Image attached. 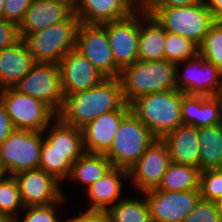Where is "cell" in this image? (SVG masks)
Listing matches in <instances>:
<instances>
[{
  "label": "cell",
  "instance_id": "obj_1",
  "mask_svg": "<svg viewBox=\"0 0 222 222\" xmlns=\"http://www.w3.org/2000/svg\"><path fill=\"white\" fill-rule=\"evenodd\" d=\"M127 103L119 78H105L98 85L64 97L58 117L65 123L82 129L102 114L122 109Z\"/></svg>",
  "mask_w": 222,
  "mask_h": 222
},
{
  "label": "cell",
  "instance_id": "obj_2",
  "mask_svg": "<svg viewBox=\"0 0 222 222\" xmlns=\"http://www.w3.org/2000/svg\"><path fill=\"white\" fill-rule=\"evenodd\" d=\"M176 63L163 60L140 61L124 68L119 76L127 104L149 93L177 89Z\"/></svg>",
  "mask_w": 222,
  "mask_h": 222
},
{
  "label": "cell",
  "instance_id": "obj_3",
  "mask_svg": "<svg viewBox=\"0 0 222 222\" xmlns=\"http://www.w3.org/2000/svg\"><path fill=\"white\" fill-rule=\"evenodd\" d=\"M183 95L178 89L149 93L135 99L130 104L131 111L156 138L162 139L183 124Z\"/></svg>",
  "mask_w": 222,
  "mask_h": 222
},
{
  "label": "cell",
  "instance_id": "obj_4",
  "mask_svg": "<svg viewBox=\"0 0 222 222\" xmlns=\"http://www.w3.org/2000/svg\"><path fill=\"white\" fill-rule=\"evenodd\" d=\"M80 24V19L74 13L66 21L29 34L24 41L35 63L59 64L69 51L76 49Z\"/></svg>",
  "mask_w": 222,
  "mask_h": 222
},
{
  "label": "cell",
  "instance_id": "obj_5",
  "mask_svg": "<svg viewBox=\"0 0 222 222\" xmlns=\"http://www.w3.org/2000/svg\"><path fill=\"white\" fill-rule=\"evenodd\" d=\"M152 16L166 32L184 36L200 46L216 22L206 0L180 7H160Z\"/></svg>",
  "mask_w": 222,
  "mask_h": 222
},
{
  "label": "cell",
  "instance_id": "obj_6",
  "mask_svg": "<svg viewBox=\"0 0 222 222\" xmlns=\"http://www.w3.org/2000/svg\"><path fill=\"white\" fill-rule=\"evenodd\" d=\"M157 139L131 111L121 122L114 142L105 154L113 167L129 170Z\"/></svg>",
  "mask_w": 222,
  "mask_h": 222
},
{
  "label": "cell",
  "instance_id": "obj_7",
  "mask_svg": "<svg viewBox=\"0 0 222 222\" xmlns=\"http://www.w3.org/2000/svg\"><path fill=\"white\" fill-rule=\"evenodd\" d=\"M0 100L14 129L43 132L58 117L46 103L21 93L15 87L0 89Z\"/></svg>",
  "mask_w": 222,
  "mask_h": 222
},
{
  "label": "cell",
  "instance_id": "obj_8",
  "mask_svg": "<svg viewBox=\"0 0 222 222\" xmlns=\"http://www.w3.org/2000/svg\"><path fill=\"white\" fill-rule=\"evenodd\" d=\"M43 132L15 129L0 145V161L7 175L39 168Z\"/></svg>",
  "mask_w": 222,
  "mask_h": 222
},
{
  "label": "cell",
  "instance_id": "obj_9",
  "mask_svg": "<svg viewBox=\"0 0 222 222\" xmlns=\"http://www.w3.org/2000/svg\"><path fill=\"white\" fill-rule=\"evenodd\" d=\"M176 68L177 89L182 93L204 96L222 93V71L200 53L177 63ZM179 68L184 71L180 72Z\"/></svg>",
  "mask_w": 222,
  "mask_h": 222
},
{
  "label": "cell",
  "instance_id": "obj_10",
  "mask_svg": "<svg viewBox=\"0 0 222 222\" xmlns=\"http://www.w3.org/2000/svg\"><path fill=\"white\" fill-rule=\"evenodd\" d=\"M21 93L46 103L57 114L64 103L58 64L35 63L15 86Z\"/></svg>",
  "mask_w": 222,
  "mask_h": 222
},
{
  "label": "cell",
  "instance_id": "obj_11",
  "mask_svg": "<svg viewBox=\"0 0 222 222\" xmlns=\"http://www.w3.org/2000/svg\"><path fill=\"white\" fill-rule=\"evenodd\" d=\"M152 222H183L201 199L199 189L186 191H144Z\"/></svg>",
  "mask_w": 222,
  "mask_h": 222
},
{
  "label": "cell",
  "instance_id": "obj_12",
  "mask_svg": "<svg viewBox=\"0 0 222 222\" xmlns=\"http://www.w3.org/2000/svg\"><path fill=\"white\" fill-rule=\"evenodd\" d=\"M101 26L106 30L115 64L121 71L139 60L140 7L129 17Z\"/></svg>",
  "mask_w": 222,
  "mask_h": 222
},
{
  "label": "cell",
  "instance_id": "obj_13",
  "mask_svg": "<svg viewBox=\"0 0 222 222\" xmlns=\"http://www.w3.org/2000/svg\"><path fill=\"white\" fill-rule=\"evenodd\" d=\"M76 49L103 74L105 78H119L106 30L101 25L80 24Z\"/></svg>",
  "mask_w": 222,
  "mask_h": 222
},
{
  "label": "cell",
  "instance_id": "obj_14",
  "mask_svg": "<svg viewBox=\"0 0 222 222\" xmlns=\"http://www.w3.org/2000/svg\"><path fill=\"white\" fill-rule=\"evenodd\" d=\"M170 162L166 143L162 139H155L128 170L129 180L132 182L130 184H133L142 193L157 188Z\"/></svg>",
  "mask_w": 222,
  "mask_h": 222
},
{
  "label": "cell",
  "instance_id": "obj_15",
  "mask_svg": "<svg viewBox=\"0 0 222 222\" xmlns=\"http://www.w3.org/2000/svg\"><path fill=\"white\" fill-rule=\"evenodd\" d=\"M14 177L24 207L47 205L66 197L62 183L40 168L18 172Z\"/></svg>",
  "mask_w": 222,
  "mask_h": 222
},
{
  "label": "cell",
  "instance_id": "obj_16",
  "mask_svg": "<svg viewBox=\"0 0 222 222\" xmlns=\"http://www.w3.org/2000/svg\"><path fill=\"white\" fill-rule=\"evenodd\" d=\"M61 87L66 95L85 91L101 83L105 77L79 50L69 51L58 64Z\"/></svg>",
  "mask_w": 222,
  "mask_h": 222
},
{
  "label": "cell",
  "instance_id": "obj_17",
  "mask_svg": "<svg viewBox=\"0 0 222 222\" xmlns=\"http://www.w3.org/2000/svg\"><path fill=\"white\" fill-rule=\"evenodd\" d=\"M131 112L126 104L120 110H114L93 119L81 130L84 149L88 153L106 154L111 148L122 120Z\"/></svg>",
  "mask_w": 222,
  "mask_h": 222
},
{
  "label": "cell",
  "instance_id": "obj_18",
  "mask_svg": "<svg viewBox=\"0 0 222 222\" xmlns=\"http://www.w3.org/2000/svg\"><path fill=\"white\" fill-rule=\"evenodd\" d=\"M139 7L137 0H77L74 13L82 24L102 25L129 17Z\"/></svg>",
  "mask_w": 222,
  "mask_h": 222
},
{
  "label": "cell",
  "instance_id": "obj_19",
  "mask_svg": "<svg viewBox=\"0 0 222 222\" xmlns=\"http://www.w3.org/2000/svg\"><path fill=\"white\" fill-rule=\"evenodd\" d=\"M74 14V7L58 0H33L25 17L18 26L20 39L42 31L51 25L68 20Z\"/></svg>",
  "mask_w": 222,
  "mask_h": 222
},
{
  "label": "cell",
  "instance_id": "obj_20",
  "mask_svg": "<svg viewBox=\"0 0 222 222\" xmlns=\"http://www.w3.org/2000/svg\"><path fill=\"white\" fill-rule=\"evenodd\" d=\"M162 140L167 145L171 162L191 165L200 170L199 128L182 124Z\"/></svg>",
  "mask_w": 222,
  "mask_h": 222
},
{
  "label": "cell",
  "instance_id": "obj_21",
  "mask_svg": "<svg viewBox=\"0 0 222 222\" xmlns=\"http://www.w3.org/2000/svg\"><path fill=\"white\" fill-rule=\"evenodd\" d=\"M129 179L128 170L112 167L100 179L87 188L89 197L88 210L107 211L111 206L121 200L122 189Z\"/></svg>",
  "mask_w": 222,
  "mask_h": 222
},
{
  "label": "cell",
  "instance_id": "obj_22",
  "mask_svg": "<svg viewBox=\"0 0 222 222\" xmlns=\"http://www.w3.org/2000/svg\"><path fill=\"white\" fill-rule=\"evenodd\" d=\"M34 64L35 60L23 39L0 50V89L14 87Z\"/></svg>",
  "mask_w": 222,
  "mask_h": 222
},
{
  "label": "cell",
  "instance_id": "obj_23",
  "mask_svg": "<svg viewBox=\"0 0 222 222\" xmlns=\"http://www.w3.org/2000/svg\"><path fill=\"white\" fill-rule=\"evenodd\" d=\"M181 116L184 125L195 126L199 129L220 124L219 95L184 94L182 97Z\"/></svg>",
  "mask_w": 222,
  "mask_h": 222
},
{
  "label": "cell",
  "instance_id": "obj_24",
  "mask_svg": "<svg viewBox=\"0 0 222 222\" xmlns=\"http://www.w3.org/2000/svg\"><path fill=\"white\" fill-rule=\"evenodd\" d=\"M166 31L152 16L140 7V38L138 55L140 61L165 59Z\"/></svg>",
  "mask_w": 222,
  "mask_h": 222
},
{
  "label": "cell",
  "instance_id": "obj_25",
  "mask_svg": "<svg viewBox=\"0 0 222 222\" xmlns=\"http://www.w3.org/2000/svg\"><path fill=\"white\" fill-rule=\"evenodd\" d=\"M50 125L43 131V135L53 149L60 153H85L80 128L65 124L59 117Z\"/></svg>",
  "mask_w": 222,
  "mask_h": 222
},
{
  "label": "cell",
  "instance_id": "obj_26",
  "mask_svg": "<svg viewBox=\"0 0 222 222\" xmlns=\"http://www.w3.org/2000/svg\"><path fill=\"white\" fill-rule=\"evenodd\" d=\"M113 166L105 154L85 152L72 164L69 178L71 182L83 184L85 189L100 179Z\"/></svg>",
  "mask_w": 222,
  "mask_h": 222
},
{
  "label": "cell",
  "instance_id": "obj_27",
  "mask_svg": "<svg viewBox=\"0 0 222 222\" xmlns=\"http://www.w3.org/2000/svg\"><path fill=\"white\" fill-rule=\"evenodd\" d=\"M200 171L222 168L221 124L199 129Z\"/></svg>",
  "mask_w": 222,
  "mask_h": 222
},
{
  "label": "cell",
  "instance_id": "obj_28",
  "mask_svg": "<svg viewBox=\"0 0 222 222\" xmlns=\"http://www.w3.org/2000/svg\"><path fill=\"white\" fill-rule=\"evenodd\" d=\"M84 153H60L43 139L39 168L53 175L58 181H68L72 164Z\"/></svg>",
  "mask_w": 222,
  "mask_h": 222
},
{
  "label": "cell",
  "instance_id": "obj_29",
  "mask_svg": "<svg viewBox=\"0 0 222 222\" xmlns=\"http://www.w3.org/2000/svg\"><path fill=\"white\" fill-rule=\"evenodd\" d=\"M200 170L197 167L170 162L158 190L186 191L199 189Z\"/></svg>",
  "mask_w": 222,
  "mask_h": 222
},
{
  "label": "cell",
  "instance_id": "obj_30",
  "mask_svg": "<svg viewBox=\"0 0 222 222\" xmlns=\"http://www.w3.org/2000/svg\"><path fill=\"white\" fill-rule=\"evenodd\" d=\"M107 213L111 222H152L145 198L125 197L111 206Z\"/></svg>",
  "mask_w": 222,
  "mask_h": 222
},
{
  "label": "cell",
  "instance_id": "obj_31",
  "mask_svg": "<svg viewBox=\"0 0 222 222\" xmlns=\"http://www.w3.org/2000/svg\"><path fill=\"white\" fill-rule=\"evenodd\" d=\"M24 208L19 192V186L14 176L6 175L0 179V214L9 217L12 221L20 215ZM21 209V210H20Z\"/></svg>",
  "mask_w": 222,
  "mask_h": 222
},
{
  "label": "cell",
  "instance_id": "obj_32",
  "mask_svg": "<svg viewBox=\"0 0 222 222\" xmlns=\"http://www.w3.org/2000/svg\"><path fill=\"white\" fill-rule=\"evenodd\" d=\"M164 46L165 60L176 64L199 53V46L192 40L169 32H166Z\"/></svg>",
  "mask_w": 222,
  "mask_h": 222
},
{
  "label": "cell",
  "instance_id": "obj_33",
  "mask_svg": "<svg viewBox=\"0 0 222 222\" xmlns=\"http://www.w3.org/2000/svg\"><path fill=\"white\" fill-rule=\"evenodd\" d=\"M199 53L222 71V21H216L206 34Z\"/></svg>",
  "mask_w": 222,
  "mask_h": 222
},
{
  "label": "cell",
  "instance_id": "obj_34",
  "mask_svg": "<svg viewBox=\"0 0 222 222\" xmlns=\"http://www.w3.org/2000/svg\"><path fill=\"white\" fill-rule=\"evenodd\" d=\"M199 192L207 201L216 202L222 196V168L200 171Z\"/></svg>",
  "mask_w": 222,
  "mask_h": 222
},
{
  "label": "cell",
  "instance_id": "obj_35",
  "mask_svg": "<svg viewBox=\"0 0 222 222\" xmlns=\"http://www.w3.org/2000/svg\"><path fill=\"white\" fill-rule=\"evenodd\" d=\"M66 199L63 197L55 203L24 207L23 212H26L23 214V219H19L20 216H17L12 222H63L60 220L56 208L57 206L60 207L62 203L65 205Z\"/></svg>",
  "mask_w": 222,
  "mask_h": 222
},
{
  "label": "cell",
  "instance_id": "obj_36",
  "mask_svg": "<svg viewBox=\"0 0 222 222\" xmlns=\"http://www.w3.org/2000/svg\"><path fill=\"white\" fill-rule=\"evenodd\" d=\"M183 222H222V213L216 202L200 199Z\"/></svg>",
  "mask_w": 222,
  "mask_h": 222
},
{
  "label": "cell",
  "instance_id": "obj_37",
  "mask_svg": "<svg viewBox=\"0 0 222 222\" xmlns=\"http://www.w3.org/2000/svg\"><path fill=\"white\" fill-rule=\"evenodd\" d=\"M33 0H5L3 18L20 25Z\"/></svg>",
  "mask_w": 222,
  "mask_h": 222
},
{
  "label": "cell",
  "instance_id": "obj_38",
  "mask_svg": "<svg viewBox=\"0 0 222 222\" xmlns=\"http://www.w3.org/2000/svg\"><path fill=\"white\" fill-rule=\"evenodd\" d=\"M20 40L18 26L4 18H0V50L13 46Z\"/></svg>",
  "mask_w": 222,
  "mask_h": 222
},
{
  "label": "cell",
  "instance_id": "obj_39",
  "mask_svg": "<svg viewBox=\"0 0 222 222\" xmlns=\"http://www.w3.org/2000/svg\"><path fill=\"white\" fill-rule=\"evenodd\" d=\"M201 0H143L140 7L148 14L152 15L160 7H180L196 4Z\"/></svg>",
  "mask_w": 222,
  "mask_h": 222
},
{
  "label": "cell",
  "instance_id": "obj_40",
  "mask_svg": "<svg viewBox=\"0 0 222 222\" xmlns=\"http://www.w3.org/2000/svg\"><path fill=\"white\" fill-rule=\"evenodd\" d=\"M65 222H111V220L107 211L86 209L79 215L68 218Z\"/></svg>",
  "mask_w": 222,
  "mask_h": 222
},
{
  "label": "cell",
  "instance_id": "obj_41",
  "mask_svg": "<svg viewBox=\"0 0 222 222\" xmlns=\"http://www.w3.org/2000/svg\"><path fill=\"white\" fill-rule=\"evenodd\" d=\"M14 130L15 129L7 113L6 107L0 100V145L11 135Z\"/></svg>",
  "mask_w": 222,
  "mask_h": 222
},
{
  "label": "cell",
  "instance_id": "obj_42",
  "mask_svg": "<svg viewBox=\"0 0 222 222\" xmlns=\"http://www.w3.org/2000/svg\"><path fill=\"white\" fill-rule=\"evenodd\" d=\"M216 21H222V0H206Z\"/></svg>",
  "mask_w": 222,
  "mask_h": 222
},
{
  "label": "cell",
  "instance_id": "obj_43",
  "mask_svg": "<svg viewBox=\"0 0 222 222\" xmlns=\"http://www.w3.org/2000/svg\"><path fill=\"white\" fill-rule=\"evenodd\" d=\"M6 175L7 174H6V172H5V170H4L3 166H2V163L0 161V179H3Z\"/></svg>",
  "mask_w": 222,
  "mask_h": 222
},
{
  "label": "cell",
  "instance_id": "obj_44",
  "mask_svg": "<svg viewBox=\"0 0 222 222\" xmlns=\"http://www.w3.org/2000/svg\"><path fill=\"white\" fill-rule=\"evenodd\" d=\"M0 222H12V220L9 217L0 214Z\"/></svg>",
  "mask_w": 222,
  "mask_h": 222
},
{
  "label": "cell",
  "instance_id": "obj_45",
  "mask_svg": "<svg viewBox=\"0 0 222 222\" xmlns=\"http://www.w3.org/2000/svg\"><path fill=\"white\" fill-rule=\"evenodd\" d=\"M4 1L5 0H0V18H3Z\"/></svg>",
  "mask_w": 222,
  "mask_h": 222
},
{
  "label": "cell",
  "instance_id": "obj_46",
  "mask_svg": "<svg viewBox=\"0 0 222 222\" xmlns=\"http://www.w3.org/2000/svg\"><path fill=\"white\" fill-rule=\"evenodd\" d=\"M58 1H62V2H66L70 5H72L73 7H75L77 0H58Z\"/></svg>",
  "mask_w": 222,
  "mask_h": 222
},
{
  "label": "cell",
  "instance_id": "obj_47",
  "mask_svg": "<svg viewBox=\"0 0 222 222\" xmlns=\"http://www.w3.org/2000/svg\"><path fill=\"white\" fill-rule=\"evenodd\" d=\"M218 209L221 211L222 213V196L216 201Z\"/></svg>",
  "mask_w": 222,
  "mask_h": 222
},
{
  "label": "cell",
  "instance_id": "obj_48",
  "mask_svg": "<svg viewBox=\"0 0 222 222\" xmlns=\"http://www.w3.org/2000/svg\"><path fill=\"white\" fill-rule=\"evenodd\" d=\"M219 100H220V113H221V126H222V93L219 95Z\"/></svg>",
  "mask_w": 222,
  "mask_h": 222
}]
</instances>
